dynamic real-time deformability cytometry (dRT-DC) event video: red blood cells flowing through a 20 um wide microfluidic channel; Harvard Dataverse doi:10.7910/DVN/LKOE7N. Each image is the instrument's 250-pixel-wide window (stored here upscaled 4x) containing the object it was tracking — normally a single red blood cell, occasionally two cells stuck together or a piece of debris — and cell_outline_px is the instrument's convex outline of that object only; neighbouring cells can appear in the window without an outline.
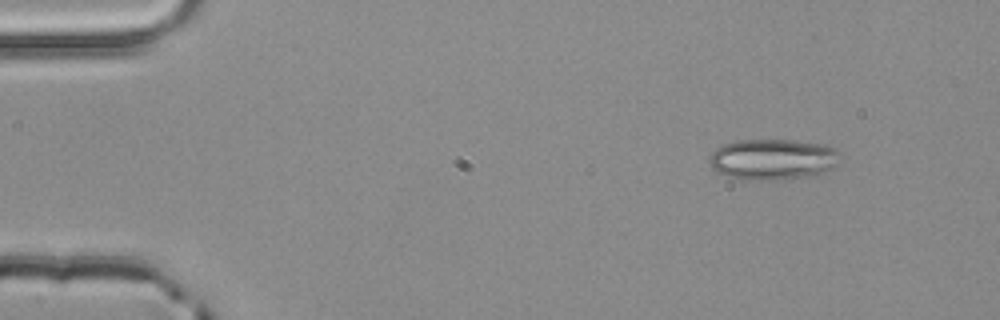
{"species": "common noctule bat (a hibernating species)", "species_latin": "Nyctalus noctula", "temperature_condition": "room temperature", "stored_images_in_passage": 3, "camera_frame_rate_fps": 3000, "um_per_image_px": 0.085, "animal": {"sex": "male", "body_mass_g": 20.4}, "frame": {"image": 1, "passage_image": 1, "time_ms": 0.0, "image_size_px": [1000, 320], "cell_outline_px": [[840, 152], [836, 164], [832, 168], [816, 176], [780, 180], [740, 180], [716, 172], [712, 168], [708, 160], [708, 156], [716, 148], [724, 144], [736, 140], [792, 140], [824, 144], [836, 148]], "centroid_in_image_um": [65.68, 13.56], "position_along_channel_um": 19.3, "area_um2": 31.73}}